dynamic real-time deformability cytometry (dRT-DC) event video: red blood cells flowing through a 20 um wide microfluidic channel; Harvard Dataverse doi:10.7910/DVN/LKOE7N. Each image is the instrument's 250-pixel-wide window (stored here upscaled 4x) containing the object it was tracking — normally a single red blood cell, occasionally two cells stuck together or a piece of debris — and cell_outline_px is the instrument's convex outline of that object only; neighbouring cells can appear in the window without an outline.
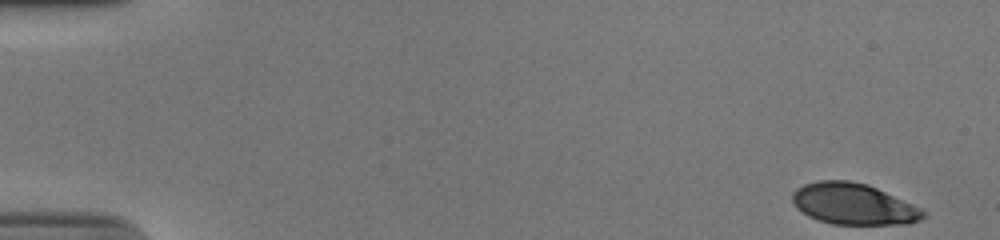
{"species": "human", "species_latin": "Homo sapiens", "temperature_condition": "cold", "stored_images_in_passage": 52, "camera_frame_rate_fps": 3000, "um_per_image_px": 0.085, "donor": {"sex": "male"}, "frame": {"image": 1, "passage_image": 1, "time_ms": 0.0, "image_size_px": [1000, 240], "cell_outline_px": [[924, 216], [920, 220], [908, 224], [832, 224], [808, 216], [796, 208], [792, 204], [792, 192], [796, 188], [804, 184], [820, 180], [848, 180], [868, 184], [912, 204], [920, 208], [924, 212]], "centroid_in_image_um": [72.5, 17.33], "position_along_channel_um": 12.5, "area_um2": 31.39}}
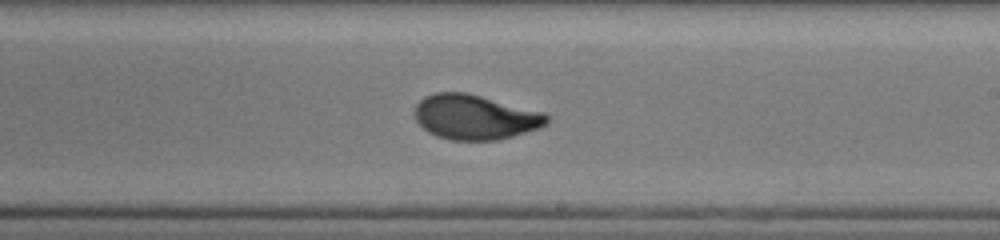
{"frame": {"image": 2, "passage_image": 31, "time_ms": 10.0, "image_size_px": [1000, 240], "cell_outline_px": [[548, 124], [540, 128], [512, 136], [496, 140], [452, 140], [436, 136], [428, 132], [416, 120], [412, 112], [416, 104], [424, 96], [436, 92], [468, 92], [544, 112], [548, 116]], "centroid_in_image_um": [40.36, 9.94], "position_along_channel_um": 248.6, "area_um2": 34.8}}
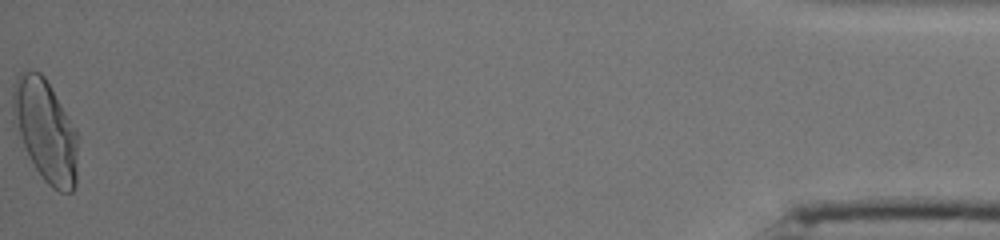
{"frame": {"image": 3, "passage_image": 52, "time_ms": 17.0, "image_size_px": [1000, 240], "cell_outline_px": [[76, 184], [72, 192], [60, 192], [52, 188], [44, 180], [36, 168], [12, 120], [12, 96], [16, 80], [20, 72], [40, 72], [44, 76], [76, 128]], "centroid_in_image_um": [3.86, 11.1], "position_along_channel_um": 431.3, "area_um2": 37.86}, "authors_computed_cell_mechanics": {"area_um2": 34.1887, "velocity_mm_per_s": 3.8932, "shape_relaxation_time_tau1_ms": 4.7303, "shape_relaxation_time_tau2_ms": null, "deformation_change_tau1": 0.2003, "deformation_change_tau2": null}}